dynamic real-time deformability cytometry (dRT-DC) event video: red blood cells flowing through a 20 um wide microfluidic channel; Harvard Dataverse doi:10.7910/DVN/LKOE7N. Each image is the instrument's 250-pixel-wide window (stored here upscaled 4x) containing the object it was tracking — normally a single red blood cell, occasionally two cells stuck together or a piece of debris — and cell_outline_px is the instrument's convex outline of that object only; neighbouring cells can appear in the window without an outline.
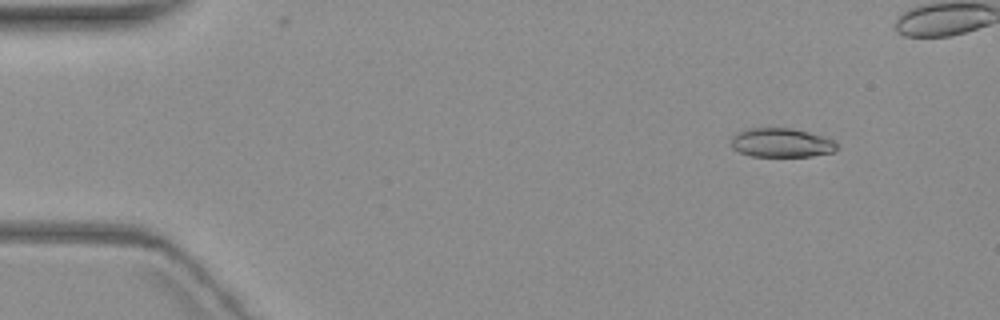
{"species": "common noctule bat (a hibernating species)", "species_latin": "Nyctalus noctula", "temperature_condition": "warm", "stored_images_in_passage": 6, "camera_frame_rate_fps": 3000, "um_per_image_px": 0.085, "animal": {"sex": "female", "body_mass_g": 19.3, "forearm_length_mm": 54.1}, "frame": {"image": 1, "passage_image": 2, "time_ms": 1.0, "image_size_px": [1000, 320], "cell_outline_px": [[840, 148], [832, 152], [812, 156], [752, 156], [740, 152], [732, 148], [732, 136], [736, 132], [744, 128], [792, 128], [824, 136], [836, 140]], "centroid_in_image_um": [66.45, 12.12], "position_along_channel_um": 18.6, "area_um2": 18.15}}